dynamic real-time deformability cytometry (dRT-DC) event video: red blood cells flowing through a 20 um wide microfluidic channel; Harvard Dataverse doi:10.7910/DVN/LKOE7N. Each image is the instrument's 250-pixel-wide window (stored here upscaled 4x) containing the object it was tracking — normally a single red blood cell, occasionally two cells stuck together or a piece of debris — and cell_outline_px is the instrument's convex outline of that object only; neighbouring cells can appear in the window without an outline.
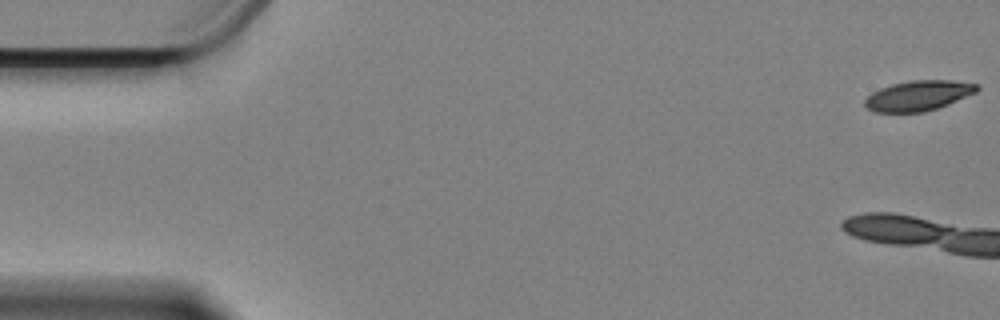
{"species": "Egyptian fruit bat (a non-hibernating species)", "species_latin": "Rousettus aegyptiacus", "temperature_condition": "cold", "stored_images_in_passage": 16, "camera_frame_rate_fps": 3000, "um_per_image_px": 0.085, "animal": {"sex": "female"}, "frame": {"image": 1, "passage_image": 1, "time_ms": 0.0, "image_size_px": [1000, 320], "cell_outline_px": [[980, 88], [976, 92], [948, 104], [924, 112], [872, 112], [864, 104], [864, 100], [872, 92], [880, 88], [892, 84], [908, 80], [952, 80], [980, 84]], "centroid_in_image_um": [78.06, 8.12], "position_along_channel_um": 6.9, "area_um2": 19.77}}